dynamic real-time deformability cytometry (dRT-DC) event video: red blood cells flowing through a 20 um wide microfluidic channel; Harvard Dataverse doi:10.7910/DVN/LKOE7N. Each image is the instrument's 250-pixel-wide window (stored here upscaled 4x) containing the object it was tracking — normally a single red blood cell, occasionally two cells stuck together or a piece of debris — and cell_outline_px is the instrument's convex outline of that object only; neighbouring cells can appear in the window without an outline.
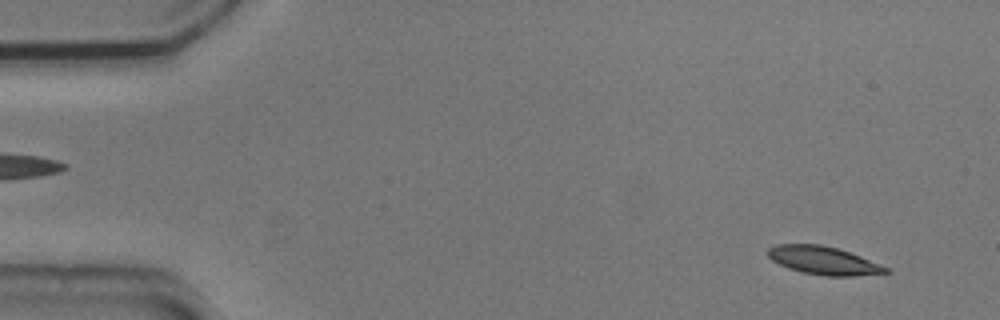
{"species": "common noctule bat (a hibernating species)", "species_latin": "Nyctalus noctula", "temperature_condition": "cold", "stored_images_in_passage": 4, "camera_frame_rate_fps": 3000, "um_per_image_px": 0.085, "animal": {"sex": "male", "body_mass_g": 20.5, "forearm_length_mm": 52.5}, "frame": {"image": 1, "passage_image": 1, "time_ms": 0.0, "image_size_px": [1000, 320], "cell_outline_px": [[892, 272], [856, 276], [824, 276], [804, 272], [788, 268], [772, 260], [768, 256], [768, 248], [776, 244], [820, 244], [836, 248], [860, 256], [880, 264], [888, 268]], "centroid_in_image_um": [70.0, 22.14], "position_along_channel_um": 15.0, "area_um2": 19.19}}